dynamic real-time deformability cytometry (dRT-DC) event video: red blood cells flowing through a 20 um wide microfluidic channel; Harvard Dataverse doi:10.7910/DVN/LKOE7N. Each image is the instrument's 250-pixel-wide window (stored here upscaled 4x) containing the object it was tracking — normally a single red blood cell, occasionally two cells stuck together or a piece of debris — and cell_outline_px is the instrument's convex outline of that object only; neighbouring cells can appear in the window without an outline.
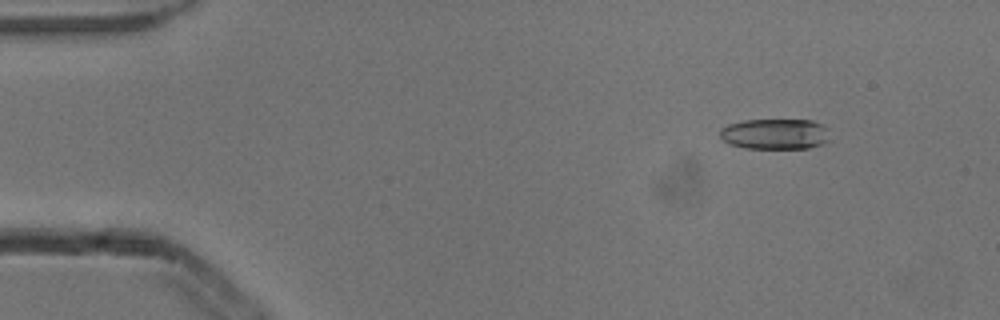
{"species": "common noctule bat (a hibernating species)", "species_latin": "Nyctalus noctula", "temperature_condition": "cold", "stored_images_in_passage": 6, "camera_frame_rate_fps": 3000, "um_per_image_px": 0.085, "animal": {"sex": "male", "body_mass_g": 13.3}, "frame": {"image": 1, "passage_image": 2, "time_ms": 0.333, "image_size_px": [1000, 320], "cell_outline_px": [[828, 140], [824, 144], [808, 148], [744, 148], [732, 144], [724, 140], [720, 136], [720, 128], [728, 124], [744, 120], [812, 120], [828, 128]], "centroid_in_image_um": [65.89, 11.38], "position_along_channel_um": 19.1, "area_um2": 19.59}}
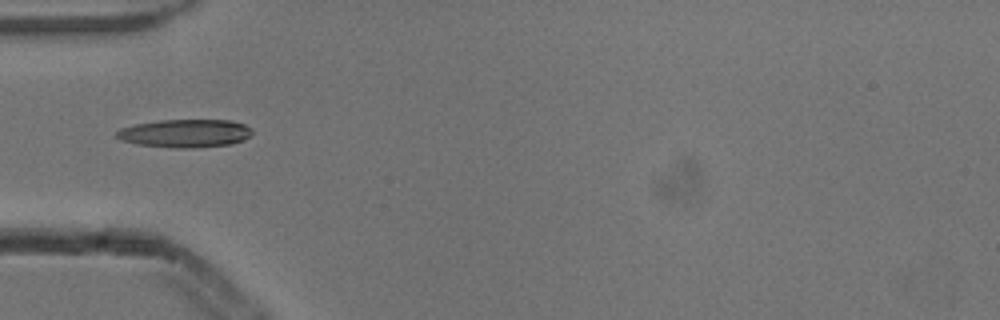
{"frame": {"image": 2, "passage_image": 5, "time_ms": 1.333, "image_size_px": [1000, 320], "cell_outline_px": [[252, 132], [244, 140], [232, 144], [188, 148], [176, 148], [136, 144], [120, 140], [116, 136], [116, 132], [120, 128], [136, 124], [160, 120], [232, 120], [244, 124], [252, 128]], "centroid_in_image_um": [15.73, 11.33], "position_along_channel_um": 69.3, "area_um2": 22.25}}
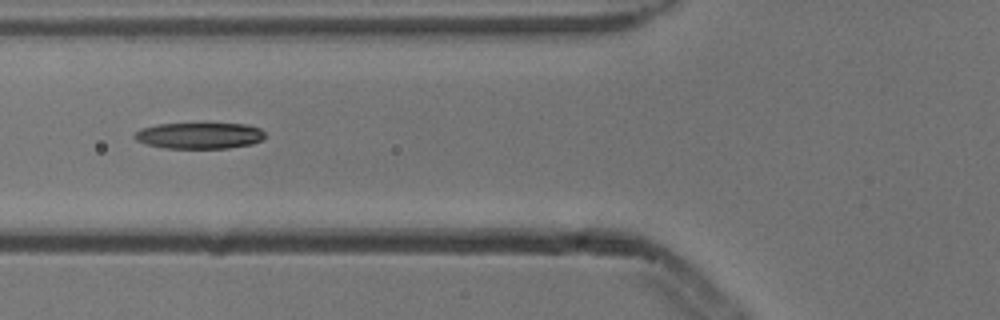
{"frame": {"image": 3, "passage_image": 6, "time_ms": 1.667, "image_size_px": [1000, 320], "cell_outline_px": [[268, 136], [264, 140], [252, 144], [228, 148], [164, 148], [148, 144], [136, 140], [132, 136], [140, 128], [160, 124], [248, 124], [260, 128]], "centroid_in_image_um": [17.01, 11.53], "position_along_channel_um": 108.8, "area_um2": 20.0}}